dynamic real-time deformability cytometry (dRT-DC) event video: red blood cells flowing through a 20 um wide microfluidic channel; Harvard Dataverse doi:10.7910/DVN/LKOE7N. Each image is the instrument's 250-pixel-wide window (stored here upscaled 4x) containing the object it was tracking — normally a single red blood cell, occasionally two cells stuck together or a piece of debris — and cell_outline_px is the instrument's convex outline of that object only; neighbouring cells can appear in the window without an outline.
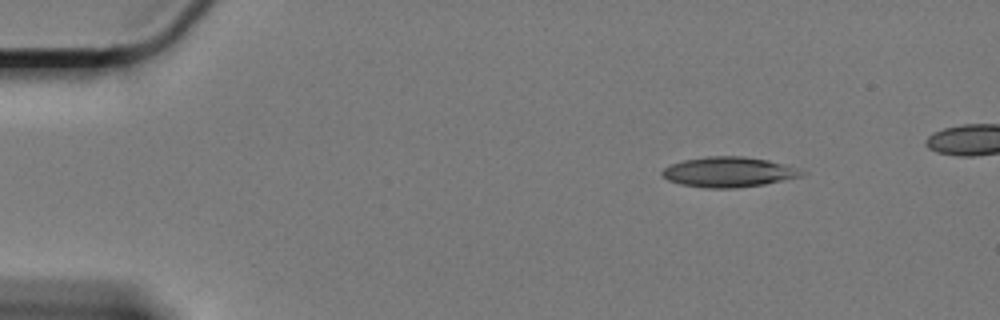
{"species": "Egyptian fruit bat (a non-hibernating species)", "species_latin": "Rousettus aegyptiacus", "temperature_condition": "cold", "stored_images_in_passage": 50, "camera_frame_rate_fps": 3000, "um_per_image_px": 0.085, "animal": {"sex": "female"}, "frame": {"image": 1, "passage_image": 1, "time_ms": 0.0, "image_size_px": [1000, 320], "cell_outline_px": [[808, 172], [804, 176], [764, 184], [736, 188], [704, 188], [680, 184], [668, 180], [660, 172], [664, 168], [672, 164], [684, 160], [708, 156], [744, 156], [768, 160], [784, 164]], "centroid_in_image_um": [61.96, 14.62], "position_along_channel_um": 23.0, "area_um2": 24.57}}
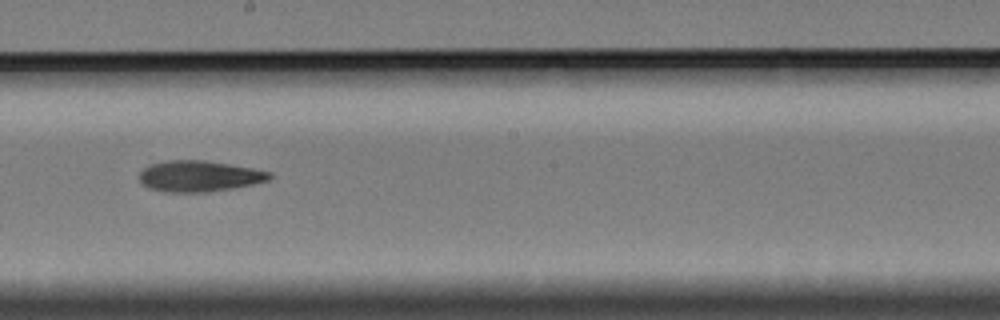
{"frame": {"image": 2, "passage_image": 27, "time_ms": 8.667, "image_size_px": [1000, 320], "cell_outline_px": [[272, 176], [268, 180], [252, 184], [232, 188], [208, 192], [164, 192], [148, 188], [140, 184], [140, 172], [144, 168], [152, 164], [168, 160], [204, 160], [252, 168], [272, 172]], "centroid_in_image_um": [16.91, 14.98], "position_along_channel_um": 231.3, "area_um2": 23.47}}
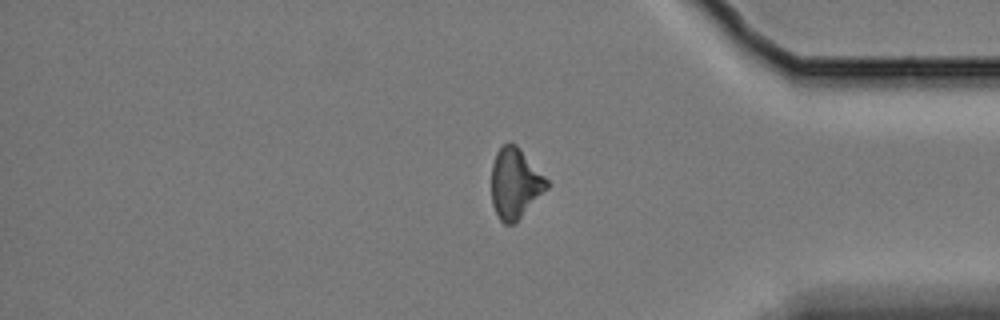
{"frame": {"image": 3, "passage_image": 43, "time_ms": 14.0, "image_size_px": [1000, 320], "cell_outline_px": [[548, 188], [512, 224], [504, 224], [500, 220], [492, 204], [492, 164], [496, 152], [508, 140], [516, 144], [520, 148], [548, 180]], "centroid_in_image_um": [43.76, 15.54], "position_along_channel_um": 391.4, "area_um2": 22.37}}